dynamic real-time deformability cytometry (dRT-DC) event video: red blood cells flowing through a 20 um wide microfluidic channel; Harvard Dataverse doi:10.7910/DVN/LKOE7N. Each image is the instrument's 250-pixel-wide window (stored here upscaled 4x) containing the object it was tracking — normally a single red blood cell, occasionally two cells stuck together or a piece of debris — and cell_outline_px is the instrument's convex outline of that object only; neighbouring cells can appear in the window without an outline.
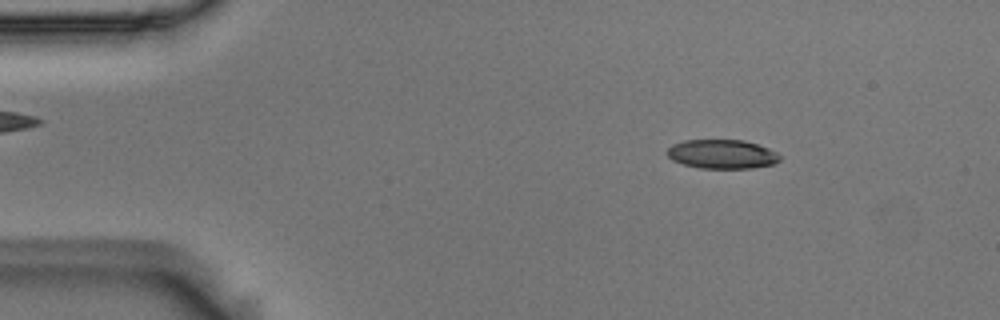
{"species": "Egyptian fruit bat (a non-hibernating species)", "species_latin": "Rousettus aegyptiacus", "temperature_condition": "room temperature", "stored_images_in_passage": 7, "camera_frame_rate_fps": 3000, "um_per_image_px": 0.085, "animal": {"sex": "male"}, "frame": {"image": 1, "passage_image": 2, "time_ms": 0.333, "image_size_px": [1000, 320], "cell_outline_px": [[780, 160], [776, 164], [752, 168], [700, 168], [684, 164], [672, 160], [668, 156], [668, 148], [672, 144], [684, 140], [744, 140], [768, 148], [776, 152], [780, 156]], "centroid_in_image_um": [61.39, 13.1], "position_along_channel_um": 23.6, "area_um2": 19.07}}
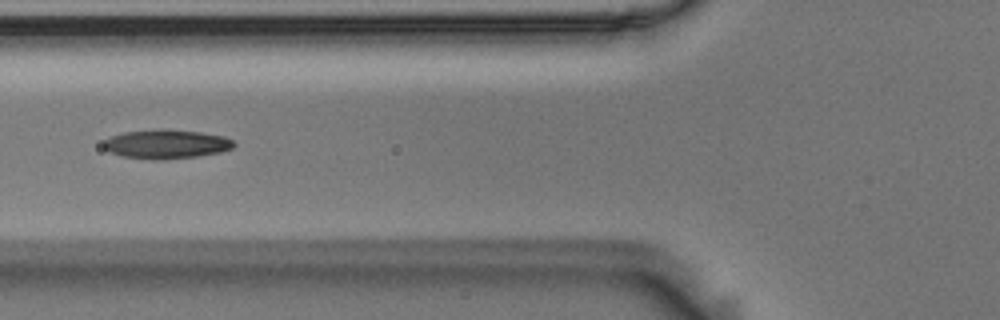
{"frame": {"image": 2, "passage_image": 5, "time_ms": 1.333, "image_size_px": [1000, 320], "cell_outline_px": [[236, 144], [232, 148], [220, 152], [196, 156], [164, 160], [152, 160], [124, 156], [108, 152], [104, 148], [104, 140], [112, 136], [124, 132], [160, 128], [164, 128], [200, 132], [224, 136], [232, 140]], "centroid_in_image_um": [14.13, 12.24], "position_along_channel_um": 111.7, "area_um2": 22.2}}
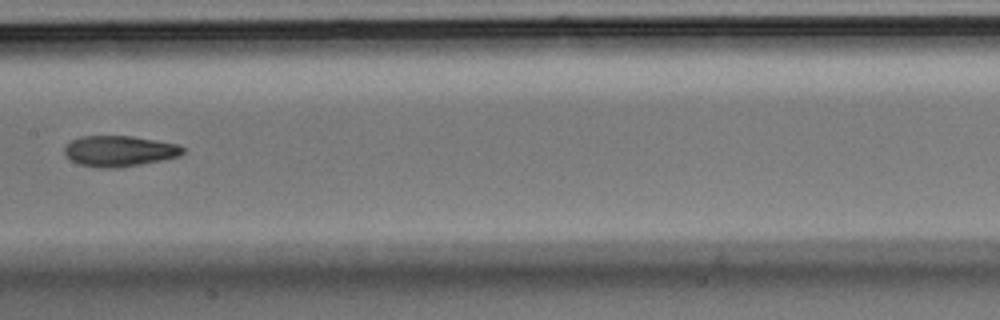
{"frame": {"image": 3, "passage_image": 7, "time_ms": 2.0, "image_size_px": [1000, 320], "cell_outline_px": [[184, 152], [180, 156], [140, 164], [112, 168], [100, 168], [80, 164], [72, 160], [64, 152], [64, 148], [72, 140], [80, 136], [132, 136], [180, 144], [184, 148]], "centroid_in_image_um": [10.17, 12.83], "position_along_channel_um": 197.2, "area_um2": 21.04}}